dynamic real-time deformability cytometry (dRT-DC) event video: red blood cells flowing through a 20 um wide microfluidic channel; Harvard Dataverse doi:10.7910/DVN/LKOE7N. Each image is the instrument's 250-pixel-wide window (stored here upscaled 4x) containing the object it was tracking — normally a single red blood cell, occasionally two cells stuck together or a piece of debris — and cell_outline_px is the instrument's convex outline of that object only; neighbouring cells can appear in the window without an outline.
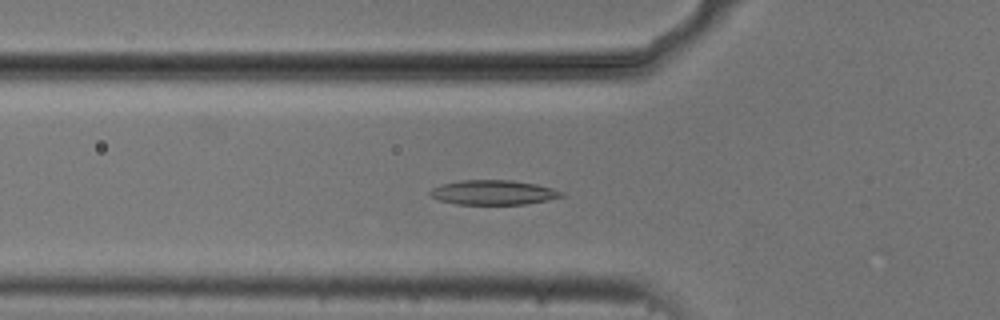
{"species": "common noctule bat (a hibernating species)", "species_latin": "Nyctalus noctula", "temperature_condition": "cold", "stored_images_in_passage": 54, "camera_frame_rate_fps": 3000, "um_per_image_px": 0.085, "animal": {"sex": "male", "body_mass_g": 20.5, "forearm_length_mm": 52.5}, "frame": {"image": 1, "passage_image": 19, "time_ms": 6.0, "image_size_px": [1000, 320], "cell_outline_px": [[564, 196], [548, 200], [524, 204], [456, 204], [440, 200], [432, 196], [428, 192], [432, 188], [440, 184], [460, 180], [512, 180], [536, 184], [552, 188], [564, 192]], "centroid_in_image_um": [41.93, 16.35], "position_along_channel_um": 83.9, "area_um2": 18.84}}
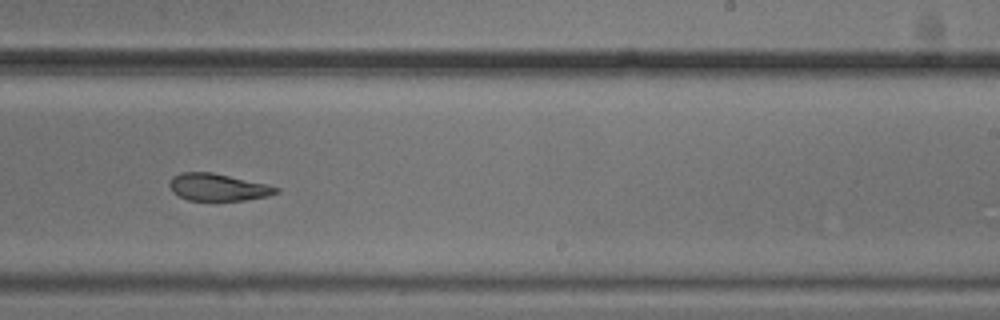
{"frame": {"image": 2, "passage_image": 34, "time_ms": 11.0, "image_size_px": [1000, 320], "cell_outline_px": [[280, 192], [268, 196], [244, 200], [188, 200], [172, 192], [168, 184], [172, 176], [180, 172], [212, 172], [268, 184], [280, 188]], "centroid_in_image_um": [18.53, 15.9], "position_along_channel_um": 270.5, "area_um2": 16.99}}
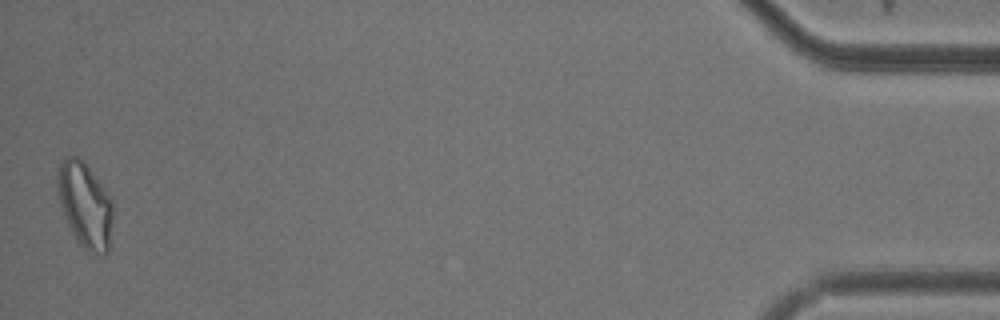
{"frame": {"image": 3, "passage_image": 54, "time_ms": 17.667, "image_size_px": [1000, 320], "cell_outline_px": [[112, 224], [108, 252], [104, 256], [88, 252], [80, 244], [68, 224], [64, 216], [60, 204], [56, 184], [60, 164], [64, 156], [80, 156], [84, 160], [104, 188], [112, 200]], "centroid_in_image_um": [7.23, 17.41], "position_along_channel_um": 428.0, "area_um2": 27.63}, "authors_computed_cell_mechanics": {"area_um2": 19.6809, "velocity_mm_per_s": 3.7154, "shape_relaxation_time_tau1_ms": 4.3346, "shape_relaxation_time_tau2_ms": 2.5306, "deformation_change_tau1": 0.1284, "deformation_change_tau2": 0.0861}}